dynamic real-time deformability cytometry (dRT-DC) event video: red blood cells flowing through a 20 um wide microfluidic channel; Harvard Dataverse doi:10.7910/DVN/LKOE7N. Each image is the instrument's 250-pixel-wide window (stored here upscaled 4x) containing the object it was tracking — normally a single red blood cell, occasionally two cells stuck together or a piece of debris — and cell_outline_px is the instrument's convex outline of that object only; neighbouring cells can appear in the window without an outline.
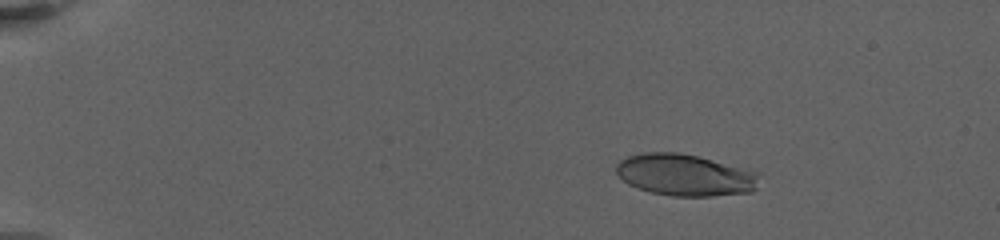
{"species": "human", "species_latin": "Homo sapiens", "temperature_condition": "warm", "stored_images_in_passage": 50, "camera_frame_rate_fps": 3000, "um_per_image_px": 0.085, "donor": {"sex": "female"}, "frame": {"image": 1, "passage_image": 1, "time_ms": 0.0, "image_size_px": [1000, 240], "cell_outline_px": [[756, 188], [752, 192], [712, 196], [672, 196], [652, 192], [636, 188], [628, 184], [616, 172], [616, 164], [620, 160], [628, 156], [644, 152], [680, 152], [696, 156], [736, 168], [748, 172], [756, 176]], "centroid_in_image_um": [58.08, 14.89], "position_along_channel_um": 26.9, "area_um2": 33.81}}
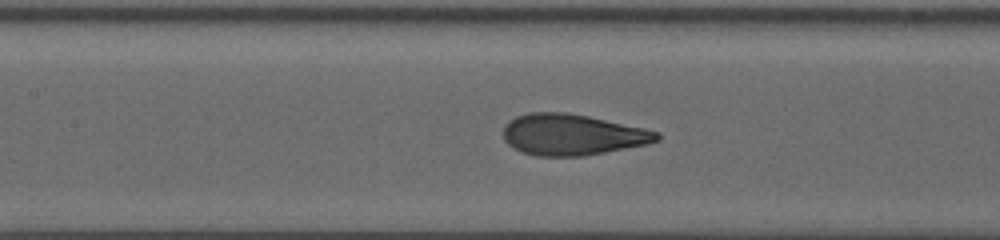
{"frame": {"image": 2, "passage_image": 22, "time_ms": 7.667, "image_size_px": [1000, 240], "cell_outline_px": [[660, 140], [648, 144], [584, 156], [536, 156], [520, 152], [512, 148], [504, 140], [504, 128], [508, 120], [516, 116], [528, 112], [568, 112], [588, 116], [644, 128], [660, 132]], "centroid_in_image_um": [48.62, 11.45], "position_along_channel_um": 158.8, "area_um2": 37.05}}
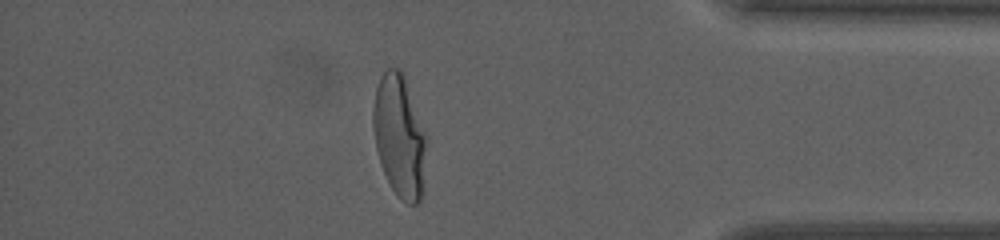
{"frame": {"image": 3, "passage_image": 43, "time_ms": 16.333, "image_size_px": [1000, 240], "cell_outline_px": [[428, 140], [424, 192], [420, 200], [416, 204], [408, 204], [400, 200], [396, 196], [380, 164], [376, 148], [372, 128], [372, 112], [376, 88], [384, 72], [388, 68], [400, 68], [404, 76], [428, 136]], "centroid_in_image_um": [33.99, 11.63], "position_along_channel_um": 401.2, "area_um2": 38.9}, "authors_computed_cell_mechanics": {"area_um2": 36.3273, "velocity_mm_per_s": 3.0931, "shape_relaxation_time_tau1_ms": 5.1459, "shape_relaxation_time_tau2_ms": null, "deformation_change_tau1": 0.2306, "deformation_change_tau2": null}}